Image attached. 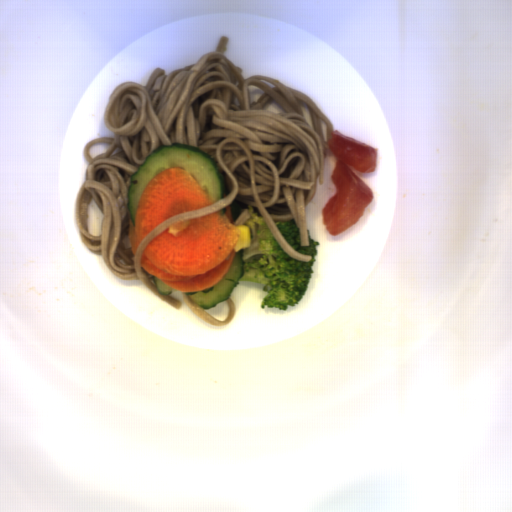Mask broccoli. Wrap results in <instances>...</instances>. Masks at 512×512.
<instances>
[{
    "mask_svg": "<svg viewBox=\"0 0 512 512\" xmlns=\"http://www.w3.org/2000/svg\"><path fill=\"white\" fill-rule=\"evenodd\" d=\"M278 230L297 252L310 255V261H300L291 257L278 243L270 231L265 219L257 207L248 208V219L244 224L249 227L250 246L241 248L244 272L241 279L263 285L266 294L260 301V309H272L286 312L289 306L295 307L304 297L312 274V266L318 255L319 241L313 240L308 232L309 246H301L300 229L295 218L287 221H275Z\"/></svg>",
    "mask_w": 512,
    "mask_h": 512,
    "instance_id": "broccoli-1",
    "label": "broccoli"
}]
</instances>
